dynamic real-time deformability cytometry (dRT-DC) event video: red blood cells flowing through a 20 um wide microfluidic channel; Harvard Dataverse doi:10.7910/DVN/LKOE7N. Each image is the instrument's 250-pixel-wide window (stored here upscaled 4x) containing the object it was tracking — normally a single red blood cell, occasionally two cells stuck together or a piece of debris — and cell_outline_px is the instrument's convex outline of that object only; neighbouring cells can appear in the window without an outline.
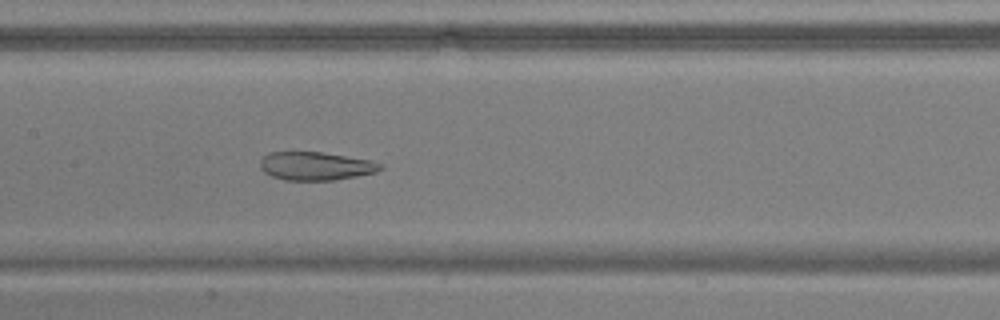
{"species": "common noctule bat (a hibernating species)", "species_latin": "Nyctalus noctula", "temperature_condition": "warm", "stored_images_in_passage": 30, "camera_frame_rate_fps": 3000, "um_per_image_px": 0.085, "animal": {"sex": "male", "body_mass_g": 17.9, "forearm_length_mm": 54.2}, "frame": {"image": 1, "passage_image": 21, "time_ms": 6.667, "image_size_px": [1000, 320], "cell_outline_px": [[384, 168], [376, 172], [356, 176], [332, 180], [284, 180], [272, 176], [264, 172], [260, 168], [260, 160], [268, 152], [320, 152], [372, 160], [384, 164]], "centroid_in_image_um": [26.85, 14.11], "position_along_channel_um": 180.6, "area_um2": 19.88}}
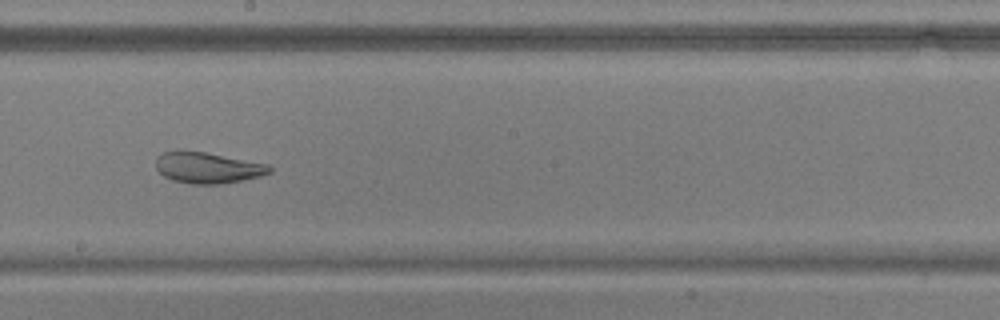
{"frame": {"image": 2, "passage_image": 25, "time_ms": 8.0, "image_size_px": [1000, 320], "cell_outline_px": [[272, 172], [260, 176], [220, 184], [192, 184], [172, 180], [164, 176], [156, 168], [156, 156], [164, 152], [180, 148], [204, 152], [268, 164], [272, 168]], "centroid_in_image_um": [17.6, 14.23], "position_along_channel_um": 230.6, "area_um2": 20.75}}